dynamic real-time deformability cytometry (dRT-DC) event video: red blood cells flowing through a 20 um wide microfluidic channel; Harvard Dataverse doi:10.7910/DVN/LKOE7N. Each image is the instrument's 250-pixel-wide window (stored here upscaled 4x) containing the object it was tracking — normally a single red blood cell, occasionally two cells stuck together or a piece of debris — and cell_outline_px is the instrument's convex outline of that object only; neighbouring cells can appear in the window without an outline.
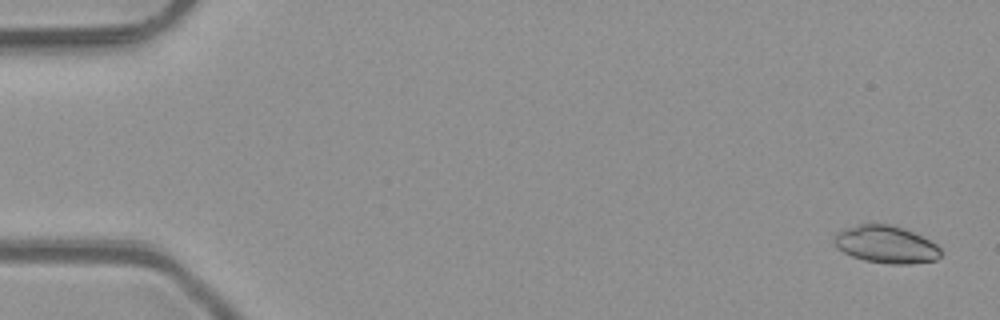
{"species": "common noctule bat (a hibernating species)", "species_latin": "Nyctalus noctula", "temperature_condition": "room temperature", "stored_images_in_passage": 51, "camera_frame_rate_fps": 3000, "um_per_image_px": 0.085, "animal": {"sex": "male", "body_mass_g": 23.1, "forearm_length_mm": 52.7}, "frame": {"image": 1, "passage_image": 2, "time_ms": 0.333, "image_size_px": [1000, 320], "cell_outline_px": [[940, 256], [936, 260], [912, 264], [888, 264], [864, 260], [852, 256], [836, 248], [832, 240], [836, 232], [844, 228], [860, 224], [888, 224], [912, 232], [936, 244], [940, 248]], "centroid_in_image_um": [75.26, 20.79], "position_along_channel_um": 9.7, "area_um2": 23.18}}
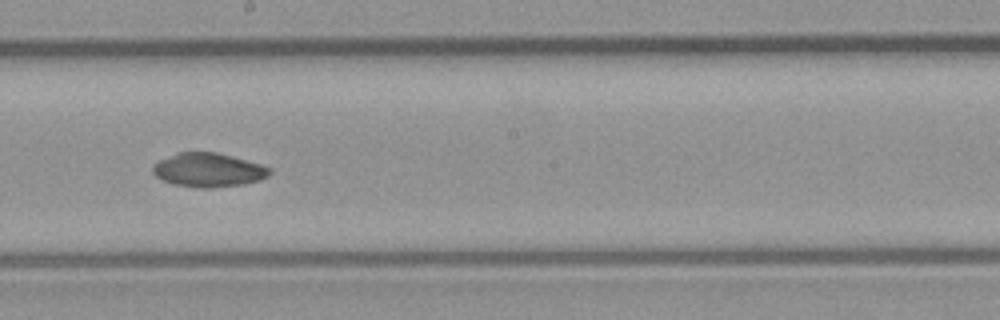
{"frame": {"image": 2, "passage_image": 29, "time_ms": 9.333, "image_size_px": [1000, 320], "cell_outline_px": [[272, 172], [268, 176], [260, 180], [244, 184], [212, 188], [200, 188], [172, 184], [160, 180], [152, 172], [152, 164], [160, 160], [180, 152], [216, 152], [260, 164], [272, 168]], "centroid_in_image_um": [17.7, 14.46], "position_along_channel_um": 230.5, "area_um2": 23.18}}
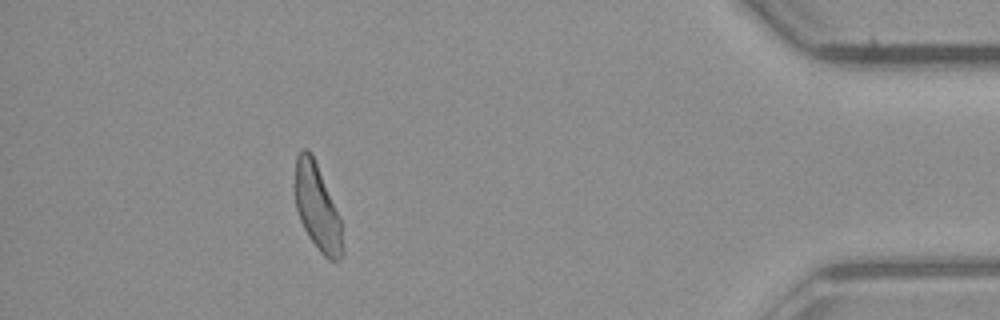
{"frame": {"image": 3, "passage_image": 46, "time_ms": 15.0, "image_size_px": [1000, 320], "cell_outline_px": [[344, 252], [340, 260], [328, 260], [320, 252], [308, 236], [300, 220], [296, 208], [292, 188], [296, 156], [304, 148], [308, 148], [312, 152], [340, 216], [344, 248]], "centroid_in_image_um": [26.94, 17.6], "position_along_channel_um": 408.3, "area_um2": 24.68}, "authors_computed_cell_mechanics": {"area_um2": 23.8136, "velocity_mm_per_s": 4.1116, "shape_relaxation_time_tau1_ms": 10.3192, "shape_relaxation_time_tau2_ms": null, "deformation_change_tau1": 0.3275, "deformation_change_tau2": null}}